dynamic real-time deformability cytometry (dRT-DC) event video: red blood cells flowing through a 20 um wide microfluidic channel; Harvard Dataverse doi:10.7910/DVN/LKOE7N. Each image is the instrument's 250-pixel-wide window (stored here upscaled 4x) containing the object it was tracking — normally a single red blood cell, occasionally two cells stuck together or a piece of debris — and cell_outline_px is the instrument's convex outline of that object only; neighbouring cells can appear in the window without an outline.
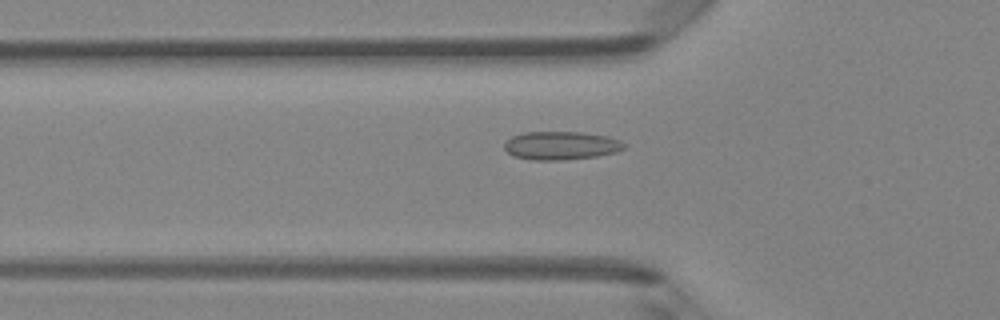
{"species": "Egyptian fruit bat (a non-hibernating species)", "species_latin": "Rousettus aegyptiacus", "temperature_condition": "room temperature", "stored_images_in_passage": 47, "camera_frame_rate_fps": 3000, "um_per_image_px": 0.085, "animal": {"sex": "female"}, "frame": {"image": 1, "passage_image": 16, "time_ms": 5.0, "image_size_px": [1000, 320], "cell_outline_px": [[628, 144], [624, 148], [616, 152], [596, 156], [564, 160], [532, 160], [512, 156], [504, 148], [504, 144], [512, 136], [524, 132], [580, 132], [608, 136], [620, 140]], "centroid_in_image_um": [47.7, 12.37], "position_along_channel_um": 78.1, "area_um2": 19.88}}
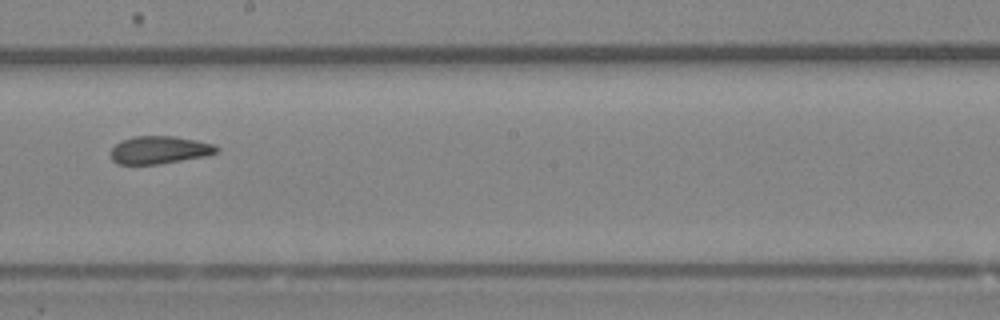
{"frame": {"image": 2, "passage_image": 27, "time_ms": 8.667, "image_size_px": [1000, 320], "cell_outline_px": [[220, 152], [204, 156], [156, 164], [116, 164], [112, 160], [112, 148], [120, 140], [132, 136], [176, 136], [196, 140], [212, 144], [220, 148]], "centroid_in_image_um": [13.55, 12.73], "position_along_channel_um": 234.7, "area_um2": 17.05}}
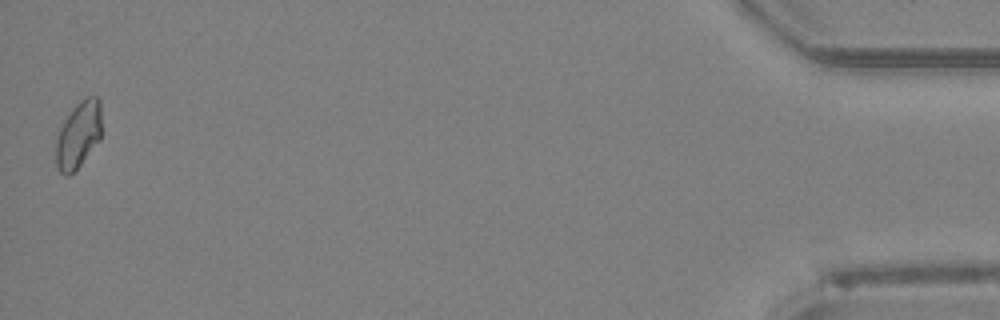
{"frame": {"image": 3, "passage_image": 47, "time_ms": 15.333, "image_size_px": [1000, 320], "cell_outline_px": [[100, 140], [80, 164], [68, 176], [64, 176], [56, 168], [56, 140], [60, 128], [64, 120], [72, 108], [80, 100], [88, 96], [96, 96], [100, 100]], "centroid_in_image_um": [6.65, 11.45], "position_along_channel_um": 428.6, "area_um2": 17.63}, "authors_computed_cell_mechanics": {"area_um2": 17.918, "velocity_mm_per_s": 4.2937, "shape_relaxation_time_tau1_ms": null, "shape_relaxation_time_tau2_ms": 2.3305, "deformation_change_tau1": null, "deformation_change_tau2": 0.057}}